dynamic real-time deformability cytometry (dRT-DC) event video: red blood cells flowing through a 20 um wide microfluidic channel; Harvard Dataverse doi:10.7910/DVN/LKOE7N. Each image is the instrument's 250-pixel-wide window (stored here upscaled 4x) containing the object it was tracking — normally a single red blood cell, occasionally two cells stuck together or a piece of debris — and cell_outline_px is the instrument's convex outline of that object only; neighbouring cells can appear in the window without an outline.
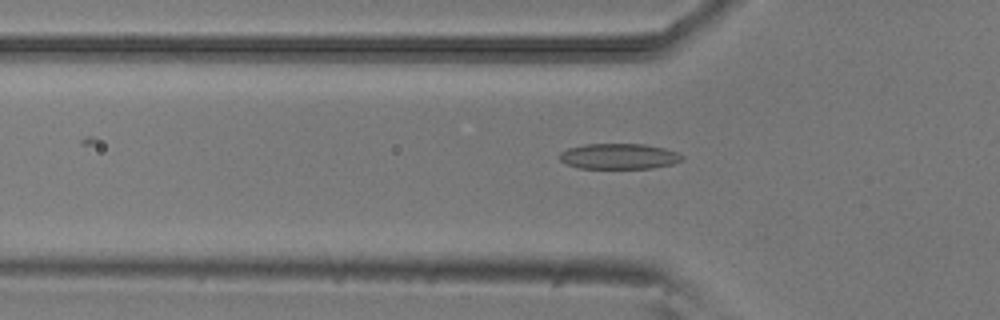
{"species": "common noctule bat (a hibernating species)", "species_latin": "Nyctalus noctula", "temperature_condition": "room temperature", "stored_images_in_passage": 52, "camera_frame_rate_fps": 3000, "um_per_image_px": 0.085, "animal": {"sex": "male", "body_mass_g": 20.5, "forearm_length_mm": 52.5}, "frame": {"image": 1, "passage_image": 17, "time_ms": 5.333, "image_size_px": [1000, 320], "cell_outline_px": [[684, 160], [672, 164], [652, 168], [580, 168], [568, 164], [560, 160], [560, 152], [568, 148], [584, 144], [644, 144], [664, 148], [680, 152], [684, 156]], "centroid_in_image_um": [52.66, 13.28], "position_along_channel_um": 73.1, "area_um2": 18.32}}
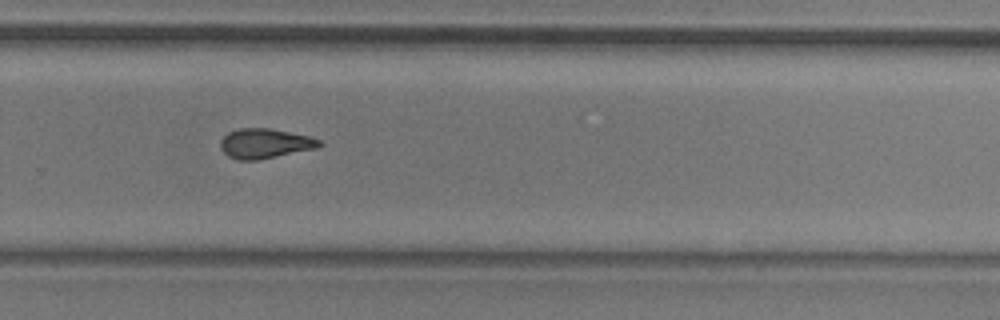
{"frame": {"image": 2, "passage_image": 35, "time_ms": 11.333, "image_size_px": [1000, 320], "cell_outline_px": [[324, 144], [316, 148], [256, 160], [240, 160], [228, 156], [220, 148], [220, 140], [228, 132], [240, 128], [268, 128], [308, 136], [320, 140]], "centroid_in_image_um": [22.49, 12.19], "position_along_channel_um": 307.3, "area_um2": 16.94}}
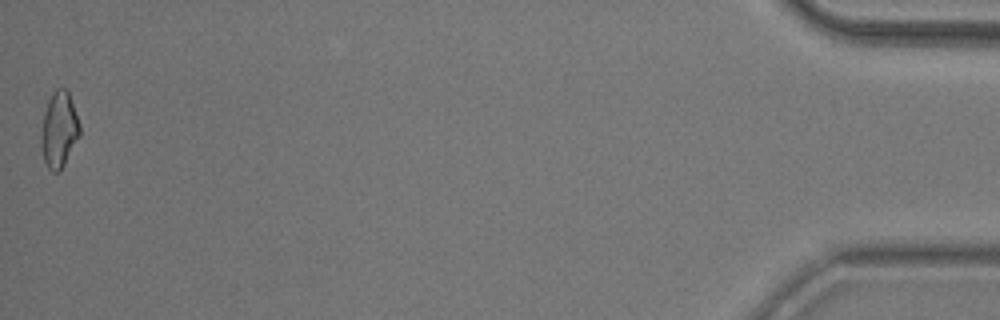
{"frame": {"image": 3, "passage_image": 52, "time_ms": 17.0, "image_size_px": [1000, 320], "cell_outline_px": [[80, 136], [60, 172], [52, 172], [48, 168], [44, 160], [40, 144], [40, 136], [44, 112], [48, 100], [52, 92], [56, 88], [64, 88], [68, 92], [80, 124]], "centroid_in_image_um": [5.01, 11.05], "position_along_channel_um": 430.2, "area_um2": 17.17}, "authors_computed_cell_mechanics": {"area_um2": 17.3111, "velocity_mm_per_s": 3.8873, "shape_relaxation_time_tau1_ms": 5.7207, "shape_relaxation_time_tau2_ms": 3.8585, "deformation_change_tau1": 0.1497, "deformation_change_tau2": 0.1162}}